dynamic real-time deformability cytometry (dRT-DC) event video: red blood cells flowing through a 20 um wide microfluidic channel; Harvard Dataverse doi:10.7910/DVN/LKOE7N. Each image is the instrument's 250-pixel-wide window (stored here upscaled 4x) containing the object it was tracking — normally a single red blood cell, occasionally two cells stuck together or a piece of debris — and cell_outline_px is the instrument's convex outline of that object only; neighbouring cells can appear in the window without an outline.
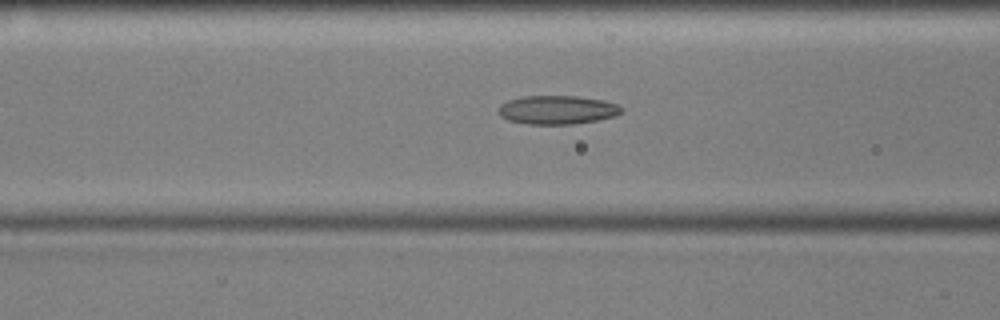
{"species": "common noctule bat (a hibernating species)", "species_latin": "Nyctalus noctula", "temperature_condition": "cold", "stored_images_in_passage": 55, "camera_frame_rate_fps": 3000, "um_per_image_px": 0.085, "animal": {"sex": "male", "body_mass_g": 17.9, "forearm_length_mm": 54.2}, "frame": {"image": 1, "passage_image": 21, "time_ms": 6.667, "image_size_px": [1000, 320], "cell_outline_px": [[620, 112], [616, 116], [596, 120], [572, 124], [528, 124], [508, 120], [500, 116], [500, 104], [508, 100], [524, 96], [576, 96], [604, 100], [616, 104], [620, 108]], "centroid_in_image_um": [47.34, 9.33], "position_along_channel_um": 119.3, "area_um2": 20.35}}
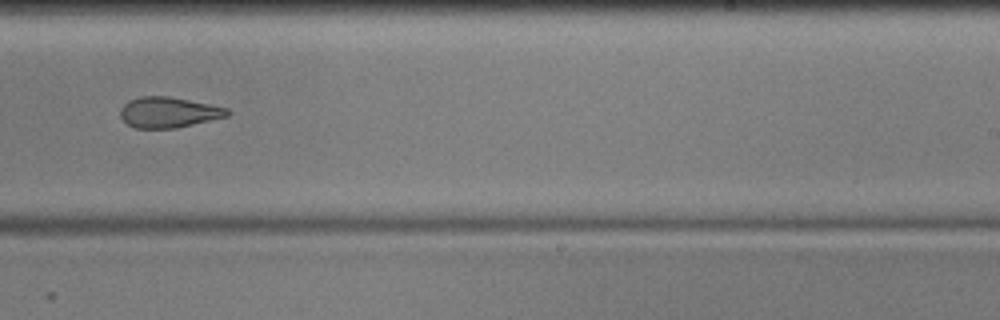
{"frame": {"image": 2, "passage_image": 34, "time_ms": 11.0, "image_size_px": [1000, 320], "cell_outline_px": [[232, 112], [228, 116], [176, 128], [136, 128], [128, 124], [120, 116], [120, 108], [128, 100], [140, 96], [168, 96], [228, 108]], "centroid_in_image_um": [14.32, 9.54], "position_along_channel_um": 274.7, "area_um2": 19.02}}
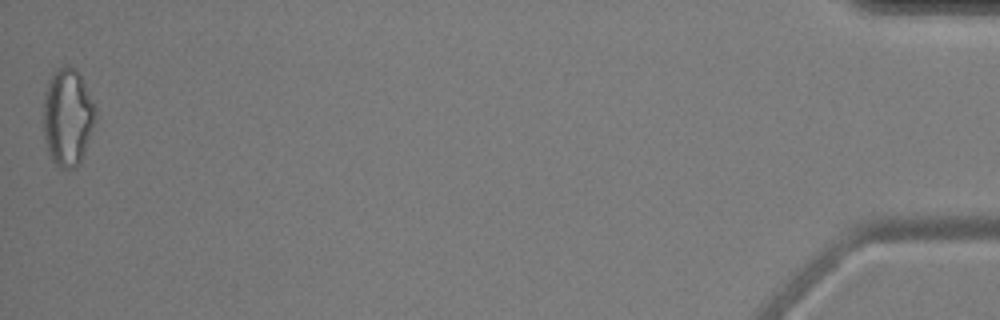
{"frame": {"image": 3, "passage_image": 55, "time_ms": 18.0, "image_size_px": [1000, 320], "cell_outline_px": [[96, 120], [80, 164], [76, 168], [56, 168], [48, 156], [44, 136], [44, 92], [48, 80], [52, 72], [56, 68], [64, 64], [68, 64], [76, 68], [96, 104]], "centroid_in_image_um": [5.75, 9.95], "position_along_channel_um": 429.5, "area_um2": 30.46}, "authors_computed_cell_mechanics": {"area_um2": 20.808, "velocity_mm_per_s": 3.5866, "shape_relaxation_time_tau1_ms": null, "shape_relaxation_time_tau2_ms": 3.599, "deformation_change_tau1": null, "deformation_change_tau2": 0.1161}}